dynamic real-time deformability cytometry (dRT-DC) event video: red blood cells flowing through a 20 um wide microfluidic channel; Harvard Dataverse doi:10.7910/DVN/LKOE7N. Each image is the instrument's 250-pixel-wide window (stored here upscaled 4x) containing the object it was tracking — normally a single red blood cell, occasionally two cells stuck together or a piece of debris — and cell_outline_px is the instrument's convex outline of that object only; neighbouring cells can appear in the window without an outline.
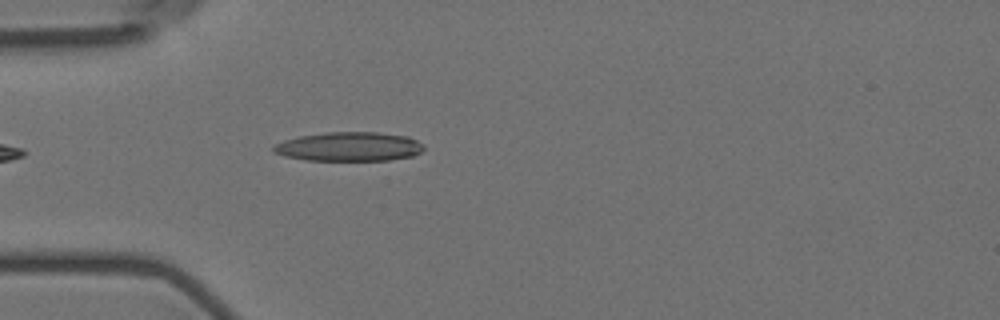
{"species": "Egyptian fruit bat (a non-hibernating species)", "species_latin": "Rousettus aegyptiacus", "temperature_condition": "room temperature", "stored_images_in_passage": 5, "camera_frame_rate_fps": 3000, "um_per_image_px": 0.085, "animal": {"sex": "female"}, "frame": {"image": 1, "passage_image": 5, "time_ms": 4.667, "image_size_px": [1000, 320], "cell_outline_px": [[424, 148], [420, 152], [412, 156], [388, 160], [304, 160], [284, 156], [272, 152], [272, 148], [276, 144], [284, 140], [300, 136], [328, 132], [376, 132], [408, 136], [424, 144]], "centroid_in_image_um": [29.67, 12.46], "position_along_channel_um": 55.3, "area_um2": 25.49}}